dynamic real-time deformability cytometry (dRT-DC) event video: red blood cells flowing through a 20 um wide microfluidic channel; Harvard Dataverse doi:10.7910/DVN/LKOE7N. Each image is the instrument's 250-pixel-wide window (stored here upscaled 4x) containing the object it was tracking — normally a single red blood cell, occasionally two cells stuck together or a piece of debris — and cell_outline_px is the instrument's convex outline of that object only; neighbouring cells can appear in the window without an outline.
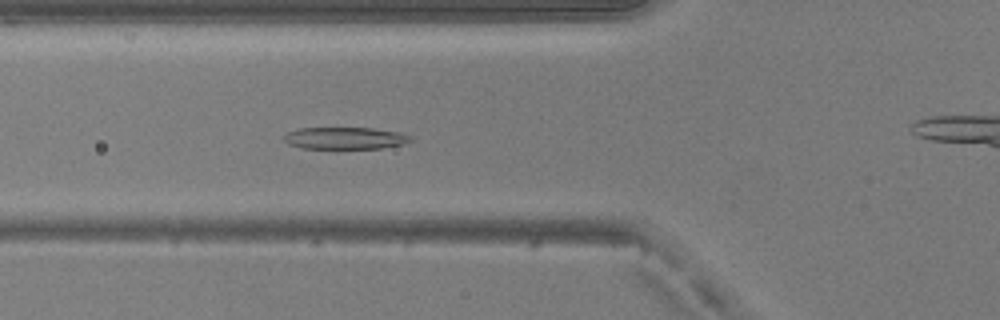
{"species": "common noctule bat (a hibernating species)", "species_latin": "Nyctalus noctula", "temperature_condition": "warm", "stored_images_in_passage": 42, "camera_frame_rate_fps": 3000, "um_per_image_px": 0.085, "animal": {"sex": "male", "body_mass_g": 20.5, "forearm_length_mm": 52.5}, "frame": {"image": 1, "passage_image": 10, "time_ms": 3.0, "image_size_px": [1000, 320], "cell_outline_px": [[412, 140], [404, 144], [380, 148], [304, 148], [288, 144], [280, 136], [288, 132], [300, 128], [372, 128], [400, 132], [412, 136]], "centroid_in_image_um": [29.32, 11.74], "position_along_channel_um": 96.5, "area_um2": 16.24}}
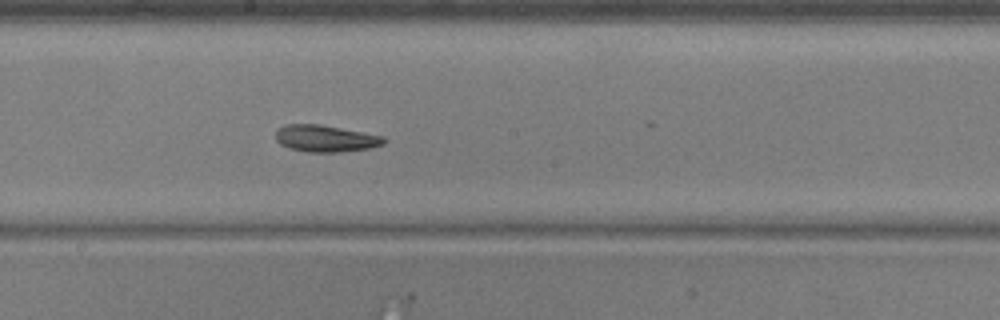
{"frame": {"image": 2, "passage_image": 19, "time_ms": 6.0, "image_size_px": [1000, 320], "cell_outline_px": [[388, 140], [384, 144], [368, 148], [340, 152], [308, 152], [288, 148], [280, 144], [276, 140], [276, 132], [284, 124], [320, 124], [384, 136]], "centroid_in_image_um": [27.67, 11.77], "position_along_channel_um": 220.5, "area_um2": 16.94}}
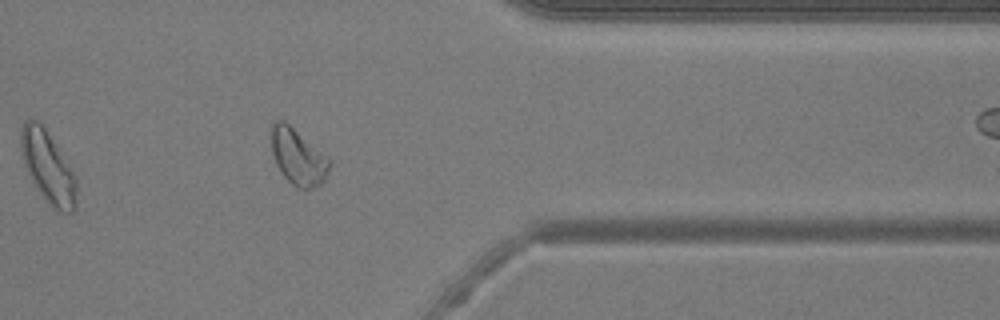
{"frame": {"image": 3, "passage_image": 32, "time_ms": 10.333, "image_size_px": [1000, 320], "cell_outline_px": [[332, 164], [324, 180], [320, 184], [312, 188], [300, 188], [292, 184], [280, 172], [276, 164], [272, 152], [272, 120], [284, 120], [328, 156], [332, 160]], "centroid_in_image_um": [25.35, 13.32], "position_along_channel_um": 386.0, "area_um2": 19.02}, "authors_computed_cell_mechanics": {"area_um2": 17.7446, "velocity_mm_per_s": 4.12, "shape_relaxation_time_tau1_ms": 3.5149, "shape_relaxation_time_tau2_ms": 3.2188, "deformation_change_tau1": 0.1616, "deformation_change_tau2": 0.0897}}